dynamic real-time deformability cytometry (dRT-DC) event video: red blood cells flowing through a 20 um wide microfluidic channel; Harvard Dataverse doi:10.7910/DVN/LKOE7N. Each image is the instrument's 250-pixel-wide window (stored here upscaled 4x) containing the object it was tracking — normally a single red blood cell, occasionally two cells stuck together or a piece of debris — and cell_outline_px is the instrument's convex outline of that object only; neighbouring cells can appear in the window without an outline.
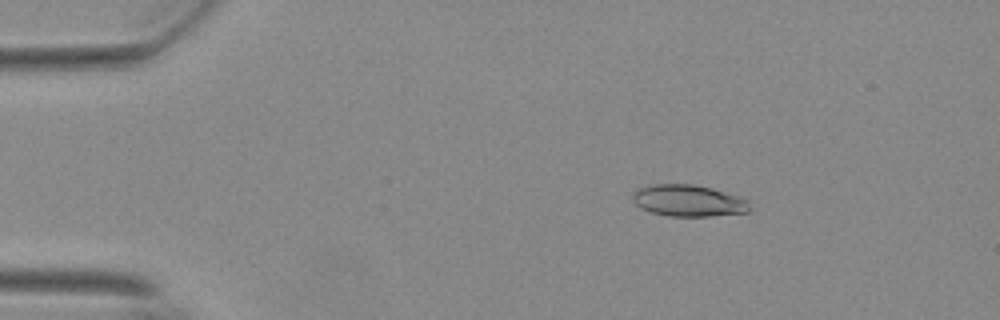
{"species": "Egyptian fruit bat (a non-hibernating species)", "species_latin": "Rousettus aegyptiacus", "temperature_condition": "warm", "stored_images_in_passage": 55, "camera_frame_rate_fps": 3000, "um_per_image_px": 0.085, "animal": {"sex": "female"}, "frame": {"image": 1, "passage_image": 9, "time_ms": 2.667, "image_size_px": [1000, 320], "cell_outline_px": [[748, 212], [708, 216], [668, 216], [652, 212], [640, 208], [632, 200], [632, 192], [636, 188], [652, 184], [692, 184], [712, 188], [748, 200]], "centroid_in_image_um": [58.44, 17.05], "position_along_channel_um": 26.6, "area_um2": 21.5}}
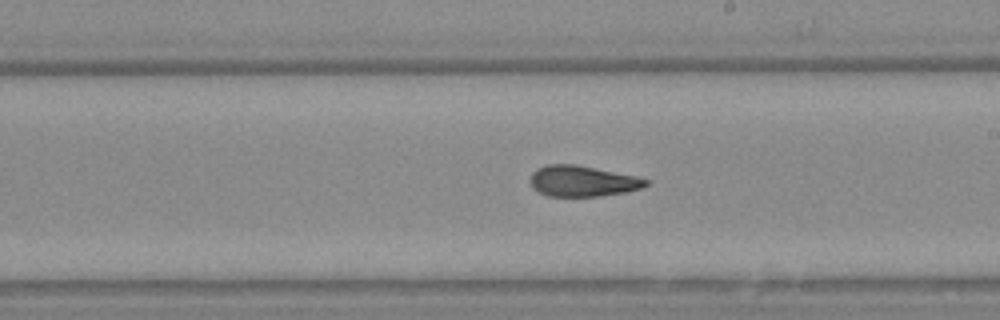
{"frame": {"image": 2, "passage_image": 32, "time_ms": 10.333, "image_size_px": [1000, 320], "cell_outline_px": [[648, 184], [640, 188], [624, 192], [600, 196], [548, 196], [536, 192], [528, 180], [532, 172], [536, 168], [548, 164], [576, 164], [636, 176], [648, 180]], "centroid_in_image_um": [49.44, 15.39], "position_along_channel_um": 239.6, "area_um2": 20.87}}
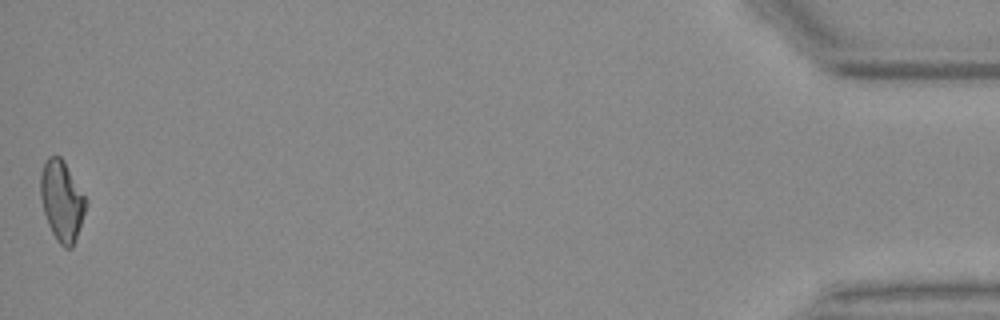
{"frame": {"image": 3, "passage_image": 55, "time_ms": 18.0, "image_size_px": [1000, 320], "cell_outline_px": [[88, 204], [72, 248], [64, 248], [56, 240], [48, 224], [44, 212], [40, 196], [40, 172], [48, 156], [60, 156], [64, 160], [88, 200]], "centroid_in_image_um": [5.26, 17.05], "position_along_channel_um": 429.9, "area_um2": 21.39}, "authors_computed_cell_mechanics": {"area_um2": 21.3282, "velocity_mm_per_s": 3.7145, "shape_relaxation_time_tau1_ms": 9.465, "shape_relaxation_time_tau2_ms": 1.9039, "deformation_change_tau1": 0.2426, "deformation_change_tau2": 0.0903}}